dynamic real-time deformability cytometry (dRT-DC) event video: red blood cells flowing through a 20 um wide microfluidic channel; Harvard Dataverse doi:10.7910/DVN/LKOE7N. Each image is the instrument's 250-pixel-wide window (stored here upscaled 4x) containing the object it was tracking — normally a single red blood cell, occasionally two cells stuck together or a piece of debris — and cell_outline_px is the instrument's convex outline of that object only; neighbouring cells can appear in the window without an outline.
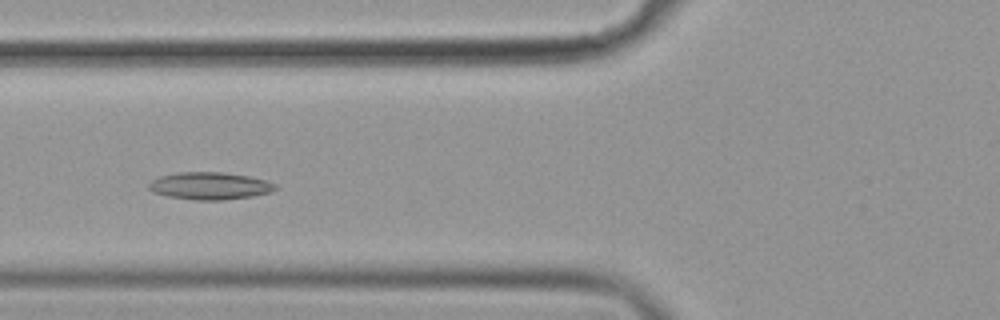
{"species": "common noctule bat (a hibernating species)", "species_latin": "Nyctalus noctula", "temperature_condition": "cold", "stored_images_in_passage": 43, "camera_frame_rate_fps": 3000, "um_per_image_px": 0.085, "animal": {"sex": "female", "body_mass_g": 19.9}, "frame": {"image": 1, "passage_image": 9, "time_ms": 2.667, "image_size_px": [1000, 320], "cell_outline_px": [[276, 188], [272, 192], [252, 196], [224, 200], [196, 200], [168, 196], [152, 192], [148, 188], [148, 184], [152, 180], [160, 176], [180, 172], [224, 172], [248, 176], [264, 180], [276, 184]], "centroid_in_image_um": [17.82, 15.8], "position_along_channel_um": 108.0, "area_um2": 20.11}}
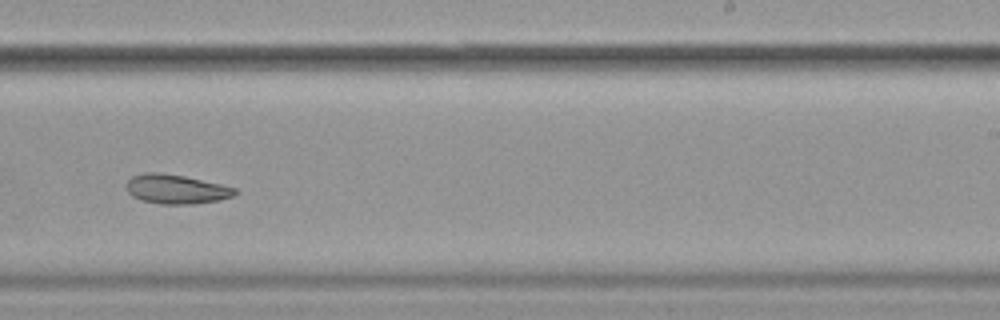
{"frame": {"image": 2, "passage_image": 23, "time_ms": 7.333, "image_size_px": [1000, 320], "cell_outline_px": [[240, 192], [232, 196], [220, 200], [192, 204], [160, 204], [144, 200], [132, 196], [128, 192], [124, 184], [132, 176], [144, 172], [160, 172], [184, 176], [220, 184], [236, 188]], "centroid_in_image_um": [14.96, 16.07], "position_along_channel_um": 274.0, "area_um2": 18.61}}
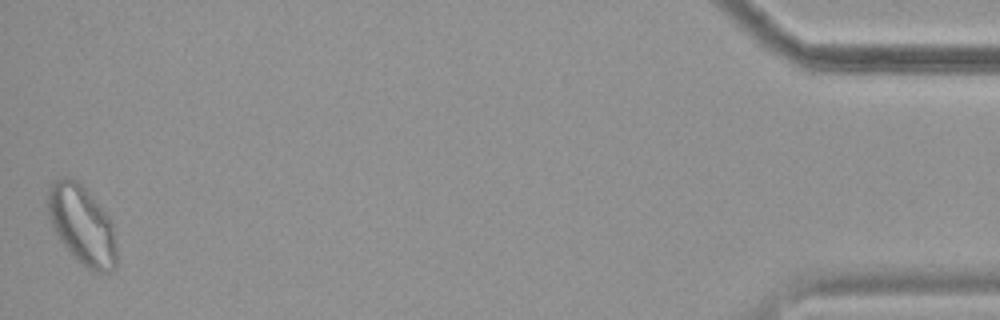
{"frame": {"image": 3, "passage_image": 43, "time_ms": 14.0, "image_size_px": [1000, 320], "cell_outline_px": [[116, 268], [108, 272], [92, 272], [72, 256], [60, 240], [52, 224], [48, 212], [48, 188], [56, 180], [64, 176], [68, 176], [76, 180], [84, 188], [108, 216], [112, 224], [116, 244]], "centroid_in_image_um": [6.98, 19.15], "position_along_channel_um": 428.2, "area_um2": 31.33}, "authors_computed_cell_mechanics": {"area_um2": 20.2878, "velocity_mm_per_s": 3.5696, "shape_relaxation_time_tau1_ms": null, "shape_relaxation_time_tau2_ms": 5.1257, "deformation_change_tau1": null, "deformation_change_tau2": 0.1076}}